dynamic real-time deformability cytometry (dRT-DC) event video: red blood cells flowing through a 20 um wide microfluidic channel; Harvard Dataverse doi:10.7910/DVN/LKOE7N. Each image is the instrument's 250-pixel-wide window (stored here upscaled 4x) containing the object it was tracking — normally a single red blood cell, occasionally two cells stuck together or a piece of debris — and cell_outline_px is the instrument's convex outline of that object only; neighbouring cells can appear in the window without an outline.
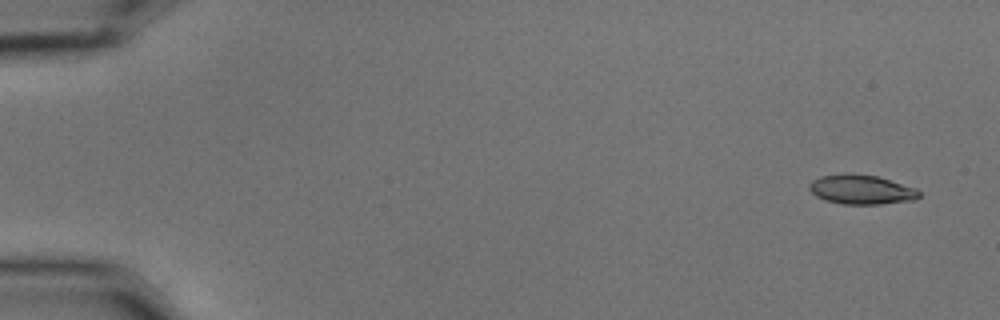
{"species": "common noctule bat (a hibernating species)", "species_latin": "Nyctalus noctula", "temperature_condition": "cold", "stored_images_in_passage": 5, "camera_frame_rate_fps": 3000, "um_per_image_px": 0.085, "animal": {"sex": "male", "body_mass_g": 15.6}, "frame": {"image": 1, "passage_image": 1, "time_ms": 0.0, "image_size_px": [1000, 320], "cell_outline_px": [[920, 196], [916, 200], [880, 204], [844, 204], [824, 200], [816, 196], [808, 188], [808, 184], [812, 180], [820, 176], [844, 172], [876, 176], [916, 188], [920, 192]], "centroid_in_image_um": [73.19, 16.1], "position_along_channel_um": 11.8, "area_um2": 19.02}}
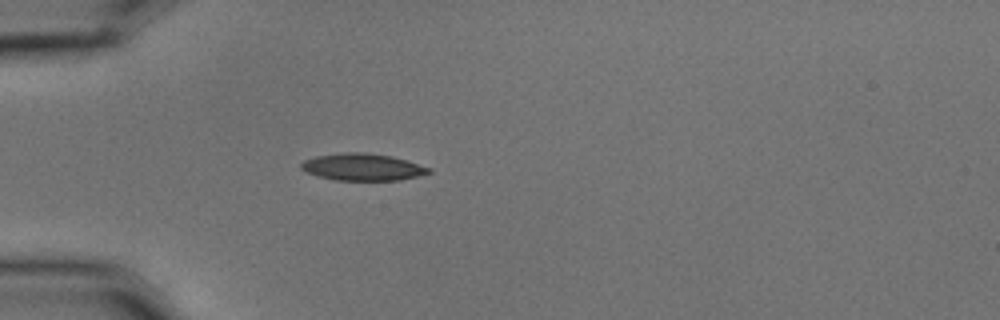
{"frame": {"image": 2, "passage_image": 5, "time_ms": 1.333, "image_size_px": [1000, 320], "cell_outline_px": [[432, 172], [400, 180], [336, 180], [320, 176], [308, 172], [300, 168], [300, 164], [304, 160], [316, 156], [340, 152], [368, 152], [392, 156], [432, 168]], "centroid_in_image_um": [30.83, 14.18], "position_along_channel_um": 54.2, "area_um2": 20.06}}